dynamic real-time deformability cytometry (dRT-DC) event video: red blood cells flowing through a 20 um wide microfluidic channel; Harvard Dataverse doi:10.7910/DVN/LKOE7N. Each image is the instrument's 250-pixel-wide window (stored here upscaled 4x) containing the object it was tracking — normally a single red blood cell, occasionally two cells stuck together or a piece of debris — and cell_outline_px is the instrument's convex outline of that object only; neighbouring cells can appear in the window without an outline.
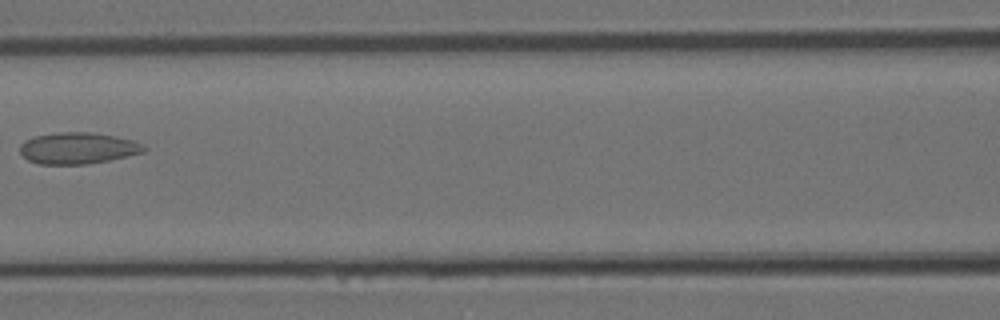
{"species": "Egyptian fruit bat (a non-hibernating species)", "species_latin": "Rousettus aegyptiacus", "temperature_condition": "room temperature", "stored_images_in_passage": 6, "camera_frame_rate_fps": 3000, "um_per_image_px": 0.085, "animal": {"sex": "female"}, "frame": {"image": 1, "passage_image": 5, "time_ms": 1.333, "image_size_px": [1000, 320], "cell_outline_px": [[148, 148], [144, 152], [108, 160], [88, 164], [40, 164], [28, 160], [20, 152], [20, 144], [24, 140], [36, 136], [60, 132], [92, 132], [132, 140], [144, 144]], "centroid_in_image_um": [6.62, 12.59], "position_along_channel_um": 160.0, "area_um2": 22.6}}
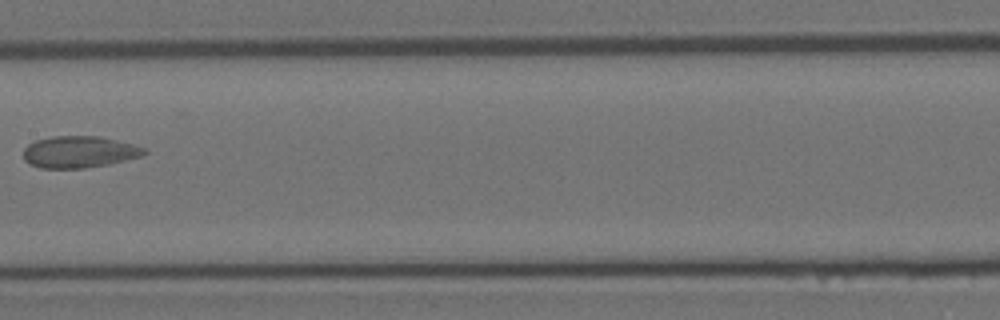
{"frame": {"image": 2, "passage_image": 6, "time_ms": 1.667, "image_size_px": [1000, 320], "cell_outline_px": [[148, 152], [144, 156], [108, 164], [84, 168], [40, 168], [24, 160], [24, 148], [28, 144], [36, 140], [52, 136], [100, 136], [132, 144], [144, 148]], "centroid_in_image_um": [6.75, 12.91], "position_along_channel_um": 200.7, "area_um2": 22.31}}